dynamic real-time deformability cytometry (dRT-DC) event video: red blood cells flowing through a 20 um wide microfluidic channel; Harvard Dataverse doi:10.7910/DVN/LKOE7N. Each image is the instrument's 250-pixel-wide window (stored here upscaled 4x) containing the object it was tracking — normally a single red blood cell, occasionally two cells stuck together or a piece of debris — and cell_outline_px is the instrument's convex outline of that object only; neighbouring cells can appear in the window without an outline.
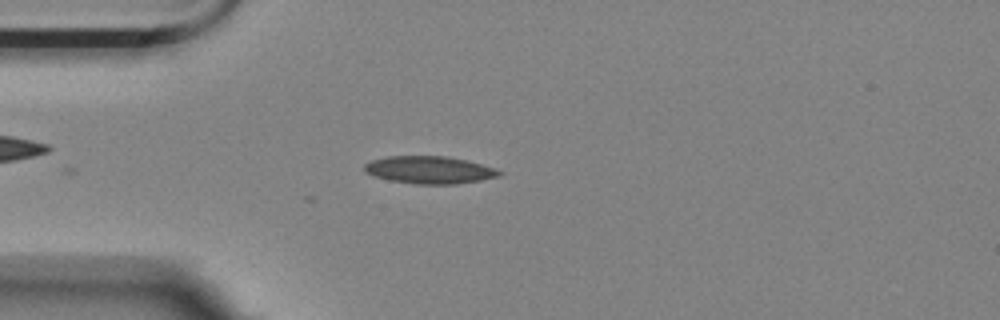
{"species": "Egyptian fruit bat (a non-hibernating species)", "species_latin": "Rousettus aegyptiacus", "temperature_condition": "room temperature", "stored_images_in_passage": 1, "camera_frame_rate_fps": 3000, "um_per_image_px": 0.085, "animal": {"sex": "female"}, "frame": {"image": 1, "passage_image": 1, "time_ms": 0.0, "image_size_px": [1000, 320], "cell_outline_px": [[504, 172], [500, 176], [480, 180], [456, 184], [416, 184], [392, 180], [376, 176], [364, 172], [364, 164], [372, 160], [388, 156], [448, 156], [468, 160]], "centroid_in_image_um": [36.51, 14.43], "position_along_channel_um": 48.5, "area_um2": 21.44}}